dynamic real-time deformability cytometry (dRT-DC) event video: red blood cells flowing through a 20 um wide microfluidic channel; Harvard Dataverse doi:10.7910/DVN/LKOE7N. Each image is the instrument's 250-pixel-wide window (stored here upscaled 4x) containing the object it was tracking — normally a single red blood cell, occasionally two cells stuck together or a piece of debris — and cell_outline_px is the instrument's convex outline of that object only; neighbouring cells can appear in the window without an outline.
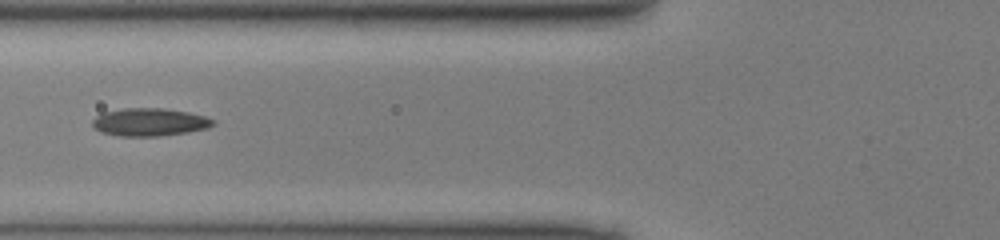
{"species": "common noctule bat (a hibernating species)", "species_latin": "Nyctalus noctula", "temperature_condition": "cold", "stored_images_in_passage": 8, "camera_frame_rate_fps": 3000, "um_per_image_px": 0.085, "animal": {"sex": "male", "body_mass_g": 13.0, "forearm_length_mm": 53.1}, "frame": {"image": 1, "passage_image": 5, "time_ms": 1.333, "image_size_px": [1000, 240], "cell_outline_px": [[216, 124], [208, 128], [188, 132], [160, 136], [120, 136], [100, 132], [92, 124], [92, 120], [96, 116], [104, 112], [124, 108], [164, 108], [188, 112], [204, 116], [216, 120]], "centroid_in_image_um": [12.74, 10.38], "position_along_channel_um": 113.1, "area_um2": 19.65}}